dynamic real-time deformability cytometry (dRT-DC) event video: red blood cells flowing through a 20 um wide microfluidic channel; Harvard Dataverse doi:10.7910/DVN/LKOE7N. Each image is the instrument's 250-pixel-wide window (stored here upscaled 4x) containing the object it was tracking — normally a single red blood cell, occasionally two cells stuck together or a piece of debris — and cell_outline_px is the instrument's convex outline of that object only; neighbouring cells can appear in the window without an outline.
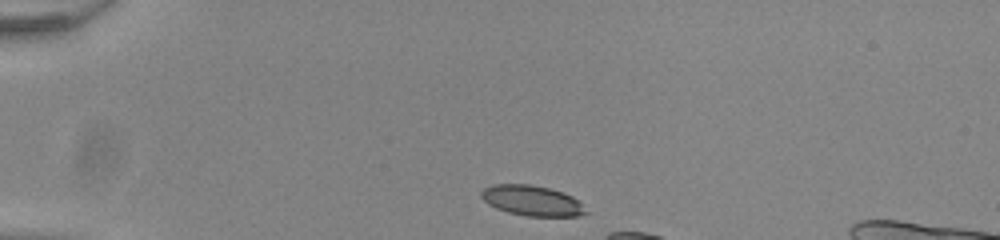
{"species": "common noctule bat (a hibernating species)", "species_latin": "Nyctalus noctula", "temperature_condition": "room temperature", "stored_images_in_passage": 7, "camera_frame_rate_fps": 3000, "um_per_image_px": 0.085, "animal": {"sex": "male", "body_mass_g": 20.0, "forearm_length_mm": 53.3}, "frame": {"image": 1, "passage_image": 1, "time_ms": 0.0, "image_size_px": [1000, 240], "cell_outline_px": [[592, 212], [580, 216], [528, 216], [508, 212], [496, 208], [488, 204], [480, 196], [480, 192], [484, 188], [496, 184], [532, 184], [564, 192], [580, 200]], "centroid_in_image_um": [45.3, 17.06], "position_along_channel_um": 39.7, "area_um2": 18.84}}